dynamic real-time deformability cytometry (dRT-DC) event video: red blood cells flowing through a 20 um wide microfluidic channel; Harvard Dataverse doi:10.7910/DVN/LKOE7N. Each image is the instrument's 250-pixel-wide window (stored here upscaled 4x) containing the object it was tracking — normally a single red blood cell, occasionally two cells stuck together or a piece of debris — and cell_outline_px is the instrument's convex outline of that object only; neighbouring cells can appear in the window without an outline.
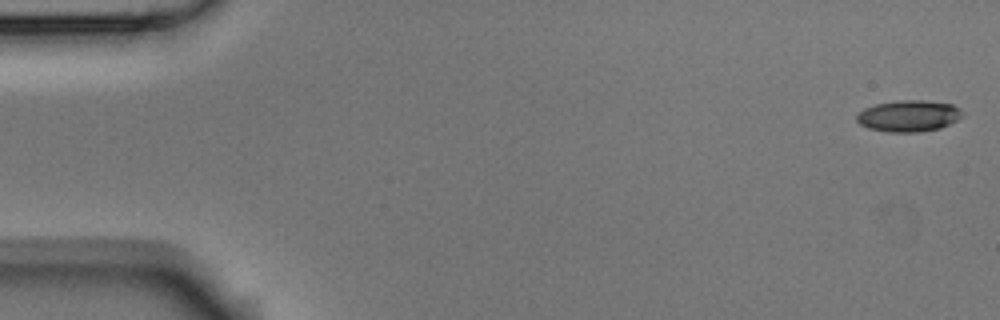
{"species": "Egyptian fruit bat (a non-hibernating species)", "species_latin": "Rousettus aegyptiacus", "temperature_condition": "room temperature", "stored_images_in_passage": 5, "camera_frame_rate_fps": 3000, "um_per_image_px": 0.085, "animal": {"sex": "male"}, "frame": {"image": 1, "passage_image": 1, "time_ms": 0.0, "image_size_px": [1000, 320], "cell_outline_px": [[960, 116], [956, 120], [940, 128], [920, 132], [888, 132], [868, 128], [860, 124], [856, 120], [856, 116], [864, 108], [876, 104], [896, 100], [924, 100], [952, 104], [960, 108]], "centroid_in_image_um": [77.2, 9.85], "position_along_channel_um": 7.8, "area_um2": 19.25}}
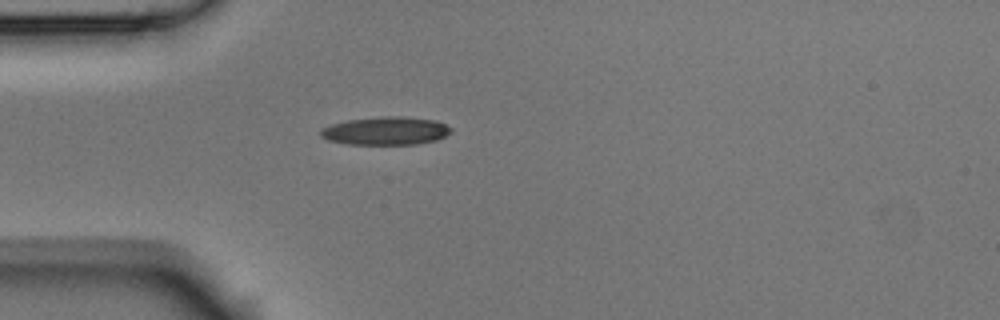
{"frame": {"image": 2, "passage_image": 5, "time_ms": 1.333, "image_size_px": [1000, 320], "cell_outline_px": [[452, 132], [436, 140], [416, 144], [344, 144], [328, 140], [320, 136], [320, 128], [332, 124], [348, 120], [380, 116], [404, 116], [436, 120], [452, 128]], "centroid_in_image_um": [32.77, 11.12], "position_along_channel_um": 52.2, "area_um2": 21.5}}